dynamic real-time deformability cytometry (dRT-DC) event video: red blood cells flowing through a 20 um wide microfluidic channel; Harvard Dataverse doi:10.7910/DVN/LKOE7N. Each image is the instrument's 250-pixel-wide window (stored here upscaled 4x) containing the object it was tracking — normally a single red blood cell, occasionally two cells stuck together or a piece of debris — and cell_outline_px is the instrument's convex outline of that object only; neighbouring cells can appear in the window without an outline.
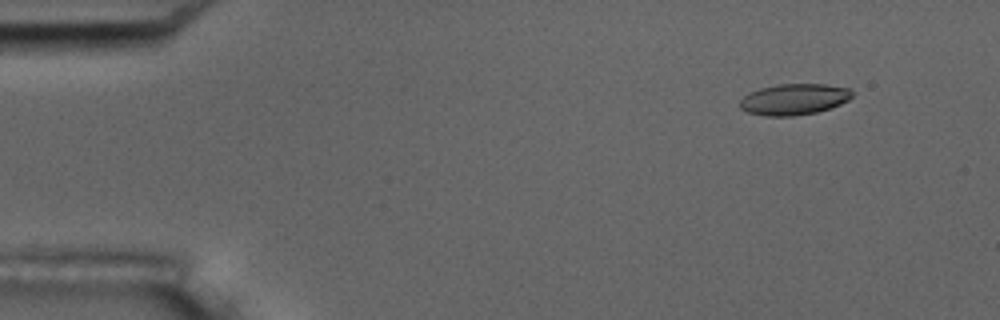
{"species": "common noctule bat (a hibernating species)", "species_latin": "Nyctalus noctula", "temperature_condition": "room temperature", "stored_images_in_passage": 5, "camera_frame_rate_fps": 3000, "um_per_image_px": 0.085, "animal": {"sex": "male", "body_mass_g": 17.5, "forearm_length_mm": 52.3}, "frame": {"image": 1, "passage_image": 2, "time_ms": 1.333, "image_size_px": [1000, 320], "cell_outline_px": [[852, 96], [848, 100], [832, 108], [816, 112], [792, 116], [764, 116], [748, 112], [740, 108], [740, 100], [748, 92], [760, 88], [780, 84], [824, 84], [848, 88], [852, 92]], "centroid_in_image_um": [67.48, 8.44], "position_along_channel_um": 17.5, "area_um2": 20.35}}
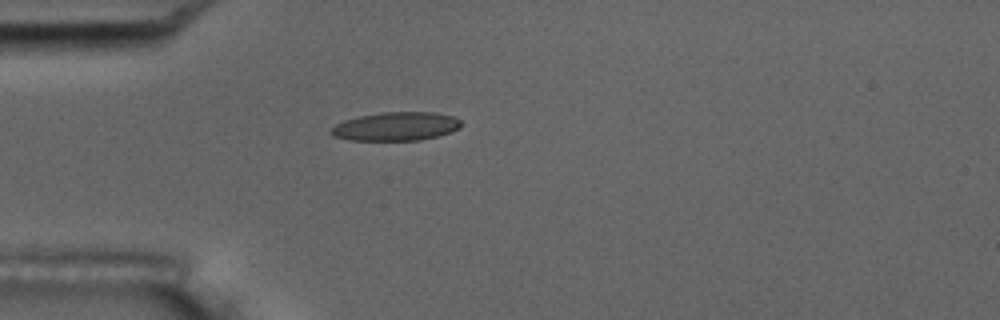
{"frame": {"image": 2, "passage_image": 5, "time_ms": 4.667, "image_size_px": [1000, 320], "cell_outline_px": [[460, 128], [452, 132], [420, 140], [348, 140], [332, 136], [328, 132], [336, 124], [344, 120], [360, 116], [384, 112], [432, 112], [452, 116], [460, 120]], "centroid_in_image_um": [33.63, 10.75], "position_along_channel_um": 51.4, "area_um2": 21.62}}